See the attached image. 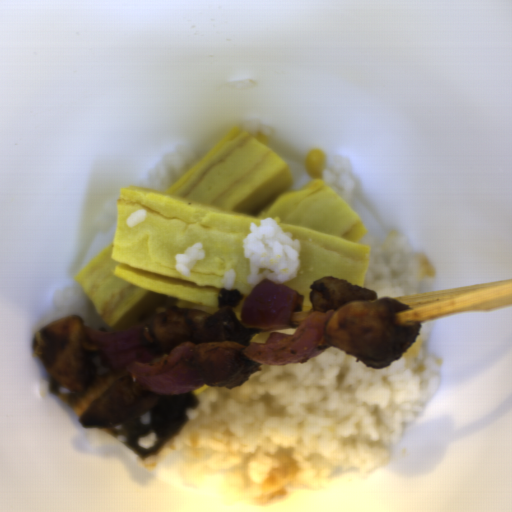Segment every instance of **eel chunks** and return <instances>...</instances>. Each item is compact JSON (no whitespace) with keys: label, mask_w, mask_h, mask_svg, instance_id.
I'll return each instance as SVG.
<instances>
[{"label":"eel chunks","mask_w":512,"mask_h":512,"mask_svg":"<svg viewBox=\"0 0 512 512\" xmlns=\"http://www.w3.org/2000/svg\"><path fill=\"white\" fill-rule=\"evenodd\" d=\"M197 397L190 391L181 395H162L150 410V419L143 422L141 415L118 427H99L123 446L143 460L160 452L162 448L184 427L189 420L186 411L196 408ZM156 432L158 441L154 448L145 449L137 445V437Z\"/></svg>","instance_id":"obj_1"},{"label":"eel chunks","mask_w":512,"mask_h":512,"mask_svg":"<svg viewBox=\"0 0 512 512\" xmlns=\"http://www.w3.org/2000/svg\"><path fill=\"white\" fill-rule=\"evenodd\" d=\"M243 300V296L236 289L226 290L219 288L216 302L219 310L223 308H231L232 310L238 306Z\"/></svg>","instance_id":"obj_2"},{"label":"eel chunks","mask_w":512,"mask_h":512,"mask_svg":"<svg viewBox=\"0 0 512 512\" xmlns=\"http://www.w3.org/2000/svg\"><path fill=\"white\" fill-rule=\"evenodd\" d=\"M48 391L50 393L58 396L60 399H62L65 403H67L69 405V395H70L71 389H67L64 386H62L59 382H57L52 377L51 374H50L49 381H48Z\"/></svg>","instance_id":"obj_3"}]
</instances>
